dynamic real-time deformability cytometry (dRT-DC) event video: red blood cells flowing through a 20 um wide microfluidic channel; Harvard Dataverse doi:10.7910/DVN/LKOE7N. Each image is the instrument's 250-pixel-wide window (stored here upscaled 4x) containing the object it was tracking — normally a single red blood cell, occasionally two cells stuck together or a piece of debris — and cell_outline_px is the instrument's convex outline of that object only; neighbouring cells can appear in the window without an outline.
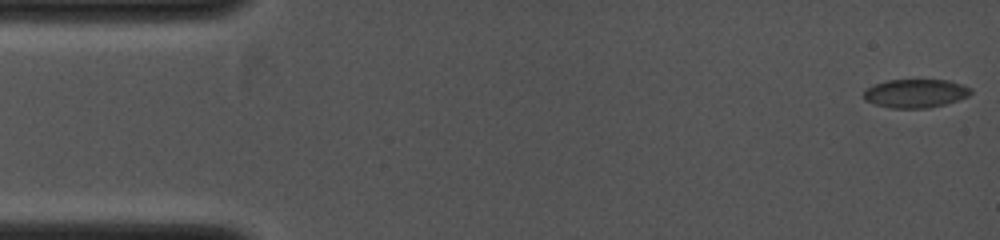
{"species": "common noctule bat (a hibernating species)", "species_latin": "Nyctalus noctula", "temperature_condition": "cold", "stored_images_in_passage": 13, "camera_frame_rate_fps": 4000, "um_per_image_px": 0.085, "animal": {"sex": "female", "body_mass_g": 19.0, "forearm_length_mm": 53.3}, "frame": {"image": 1, "passage_image": 1, "time_ms": 0.0, "image_size_px": [1000, 240], "cell_outline_px": [[972, 92], [968, 96], [944, 104], [928, 108], [892, 108], [876, 104], [864, 100], [864, 92], [868, 88], [876, 84], [888, 80], [948, 80], [972, 88]], "centroid_in_image_um": [77.83, 7.94], "position_along_channel_um": 7.2, "area_um2": 17.57}}
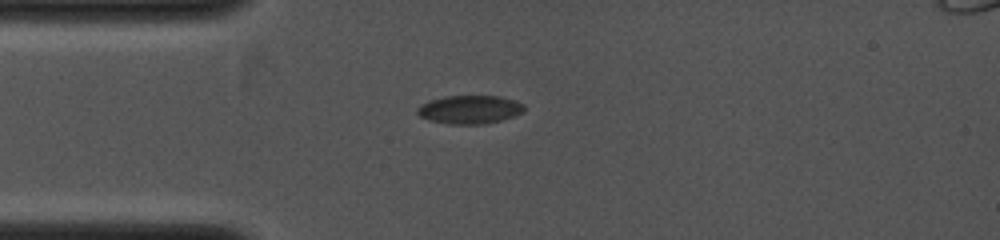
{"frame": {"image": 2, "passage_image": 12, "time_ms": 3.0, "image_size_px": [1000, 240], "cell_outline_px": [[524, 112], [500, 120], [484, 124], [452, 124], [428, 120], [420, 116], [416, 112], [416, 108], [420, 104], [428, 100], [444, 96], [500, 96], [516, 100], [524, 104]], "centroid_in_image_um": [39.9, 9.3], "position_along_channel_um": 45.1, "area_um2": 17.8}}